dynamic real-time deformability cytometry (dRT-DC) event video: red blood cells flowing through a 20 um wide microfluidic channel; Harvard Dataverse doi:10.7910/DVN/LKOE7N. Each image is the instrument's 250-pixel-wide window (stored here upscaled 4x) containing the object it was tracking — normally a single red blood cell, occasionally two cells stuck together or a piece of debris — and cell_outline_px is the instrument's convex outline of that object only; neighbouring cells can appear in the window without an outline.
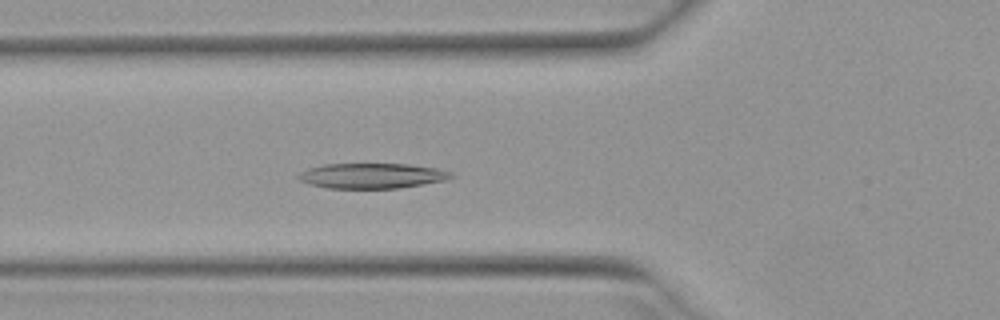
{"species": "Egyptian fruit bat (a non-hibernating species)", "species_latin": "Rousettus aegyptiacus", "temperature_condition": "warm", "stored_images_in_passage": 34, "camera_frame_rate_fps": 3000, "um_per_image_px": 0.085, "animal": {"sex": "female"}, "frame": {"image": 1, "passage_image": 9, "time_ms": 2.667, "image_size_px": [1000, 320], "cell_outline_px": [[456, 176], [444, 180], [424, 184], [396, 188], [328, 188], [308, 184], [300, 180], [296, 176], [300, 172], [308, 168], [324, 164], [408, 164], [436, 168], [452, 172]], "centroid_in_image_um": [31.6, 14.94], "position_along_channel_um": 94.2, "area_um2": 22.43}}
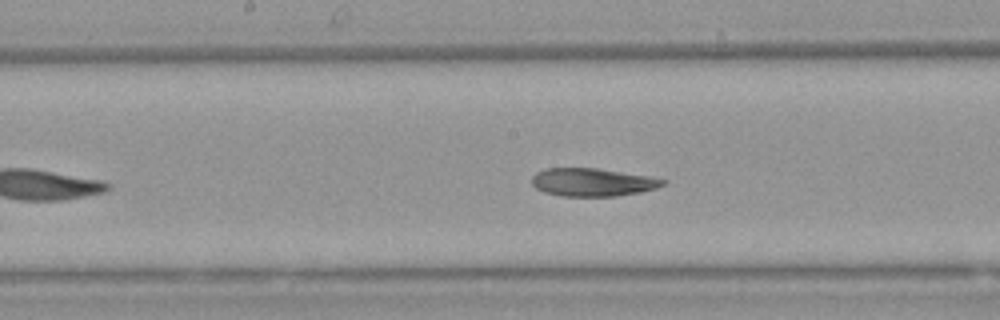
{"frame": {"image": 2, "passage_image": 17, "time_ms": 5.333, "image_size_px": [1000, 320], "cell_outline_px": [[668, 180], [664, 184], [656, 188], [640, 192], [616, 196], [560, 196], [544, 192], [536, 188], [532, 184], [532, 176], [536, 172], [544, 168], [596, 168], [648, 176]], "centroid_in_image_um": [50.34, 15.49], "position_along_channel_um": 197.9, "area_um2": 21.39}}
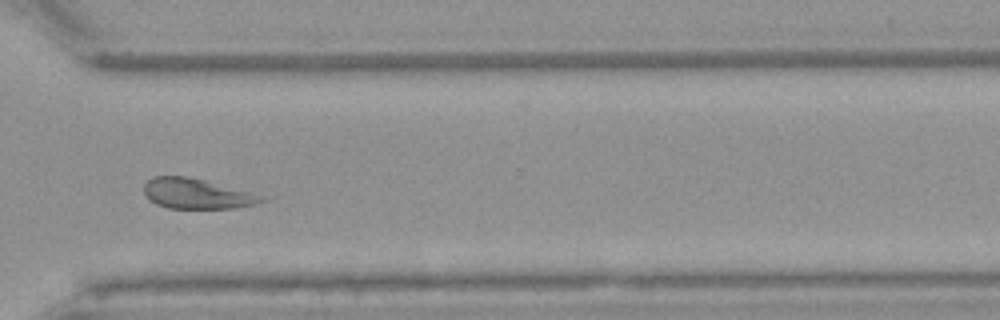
{"frame": {"image": 3, "passage_image": 29, "time_ms": 9.333, "image_size_px": [1000, 320], "cell_outline_px": [[276, 196], [268, 200], [256, 204], [236, 208], [168, 208], [156, 204], [144, 192], [144, 184], [152, 176], [188, 176]], "centroid_in_image_um": [16.93, 16.45], "position_along_channel_um": 353.7, "area_um2": 21.5}, "authors_computed_cell_mechanics": {"area_um2": 22.1085, "velocity_mm_per_s": 3.8907, "shape_relaxation_time_tau1_ms": 4.8059, "shape_relaxation_time_tau2_ms": 5.0995, "deformation_change_tau1": 0.152, "deformation_change_tau2": 0.1329}}